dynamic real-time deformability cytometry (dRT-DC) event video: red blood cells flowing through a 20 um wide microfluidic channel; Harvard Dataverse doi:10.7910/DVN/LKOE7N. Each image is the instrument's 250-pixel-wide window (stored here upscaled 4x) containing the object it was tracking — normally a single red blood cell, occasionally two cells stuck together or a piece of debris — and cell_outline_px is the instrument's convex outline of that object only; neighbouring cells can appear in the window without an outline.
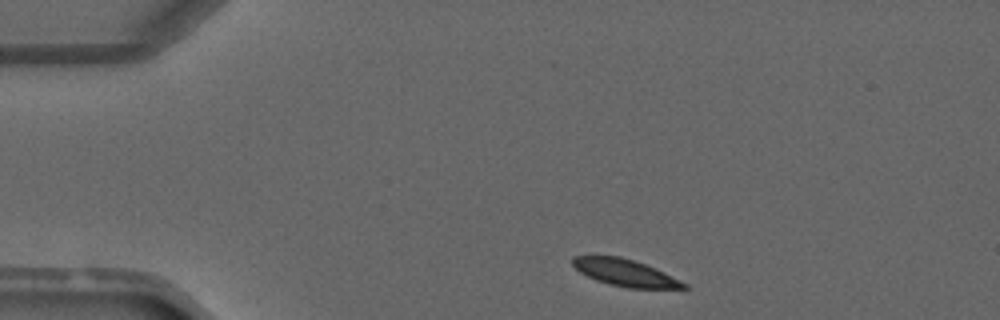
{"species": "common noctule bat (a hibernating species)", "species_latin": "Nyctalus noctula", "temperature_condition": "warm", "stored_images_in_passage": 2, "camera_frame_rate_fps": 3000, "um_per_image_px": 0.085, "animal": {"sex": "male", "forearm_length_mm": 52.5}, "frame": {"image": 1, "passage_image": 1, "time_ms": 0.0, "image_size_px": [1000, 320], "cell_outline_px": [[688, 288], [628, 288], [608, 284], [596, 280], [580, 272], [572, 264], [572, 256], [620, 256], [644, 264], [664, 272], [688, 284]], "centroid_in_image_um": [53.13, 23.18], "position_along_channel_um": 31.9, "area_um2": 17.22}}